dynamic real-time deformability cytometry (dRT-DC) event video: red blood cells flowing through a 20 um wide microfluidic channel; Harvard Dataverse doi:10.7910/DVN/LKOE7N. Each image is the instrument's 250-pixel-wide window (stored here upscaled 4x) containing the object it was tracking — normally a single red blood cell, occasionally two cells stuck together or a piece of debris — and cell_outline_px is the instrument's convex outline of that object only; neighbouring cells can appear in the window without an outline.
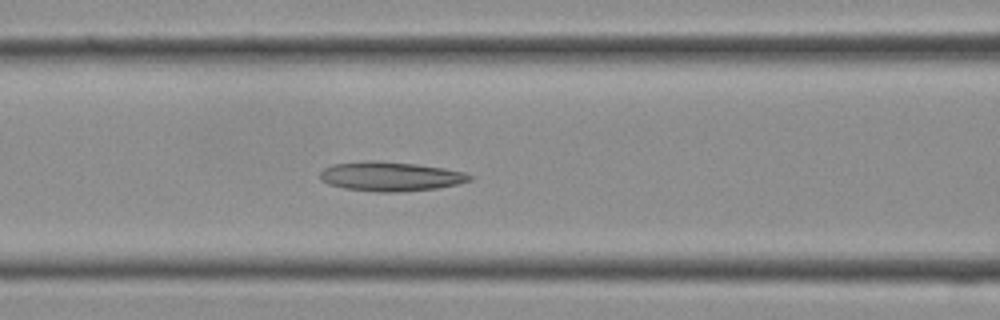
{"species": "Egyptian fruit bat (a non-hibernating species)", "species_latin": "Rousettus aegyptiacus", "temperature_condition": "cold", "stored_images_in_passage": 29, "camera_frame_rate_fps": 3000, "um_per_image_px": 0.085, "frame": {"image": 1, "passage_image": 12, "time_ms": 3.667, "image_size_px": [1000, 320], "cell_outline_px": [[472, 180], [456, 184], [436, 188], [396, 192], [380, 192], [344, 188], [328, 184], [320, 180], [320, 172], [324, 168], [332, 164], [364, 160], [376, 160], [416, 164], [444, 168], [464, 172], [472, 176]], "centroid_in_image_um": [33.15, 14.98], "position_along_channel_um": 133.5, "area_um2": 25.61}}
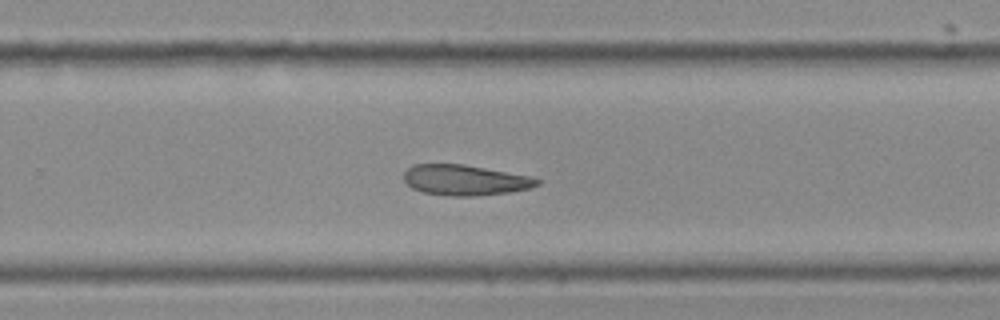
{"frame": {"image": 2, "passage_image": 19, "time_ms": 6.0, "image_size_px": [1000, 320], "cell_outline_px": [[540, 184], [532, 188], [508, 192], [472, 196], [448, 196], [424, 192], [412, 188], [404, 180], [404, 172], [412, 164], [464, 164], [528, 176], [540, 180]], "centroid_in_image_um": [39.5, 15.3], "position_along_channel_um": 290.3, "area_um2": 23.52}}
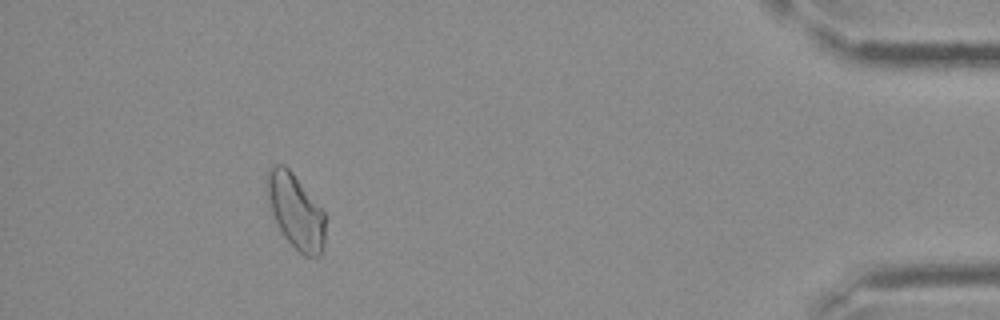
{"frame": {"image": 3, "passage_image": 27, "time_ms": 8.667, "image_size_px": [1000, 320], "cell_outline_px": [[328, 216], [324, 248], [320, 256], [304, 256], [284, 236], [272, 212], [268, 200], [264, 184], [264, 180], [268, 168], [272, 164], [284, 164], [292, 172]], "centroid_in_image_um": [25.15, 17.93], "position_along_channel_um": 410.0, "area_um2": 25.84}}